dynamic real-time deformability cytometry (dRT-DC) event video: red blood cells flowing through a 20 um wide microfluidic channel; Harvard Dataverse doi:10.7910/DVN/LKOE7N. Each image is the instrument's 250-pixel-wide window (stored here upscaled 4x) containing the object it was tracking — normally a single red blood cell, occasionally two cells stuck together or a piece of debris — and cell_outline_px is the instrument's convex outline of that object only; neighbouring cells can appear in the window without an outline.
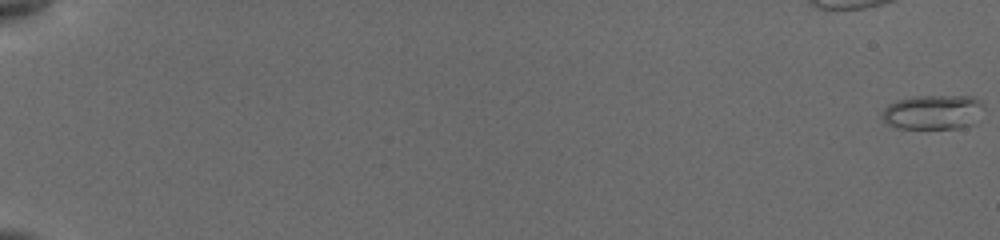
{"species": "common noctule bat (a hibernating species)", "species_latin": "Nyctalus noctula", "temperature_condition": "cold", "stored_images_in_passage": 28, "camera_frame_rate_fps": 3000, "um_per_image_px": 0.085, "animal": {"sex": "female", "body_mass_g": 19.5, "forearm_length_mm": 54.1}, "frame": {"image": 1, "passage_image": 1, "time_ms": 0.0, "image_size_px": [1000, 240], "cell_outline_px": [[984, 108], [976, 124], [964, 128], [896, 128], [888, 124], [880, 116], [884, 108], [888, 104], [896, 100], [916, 96], [972, 96], [980, 100], [984, 104]], "centroid_in_image_um": [79.35, 9.53], "position_along_channel_um": 5.7, "area_um2": 20.92}}
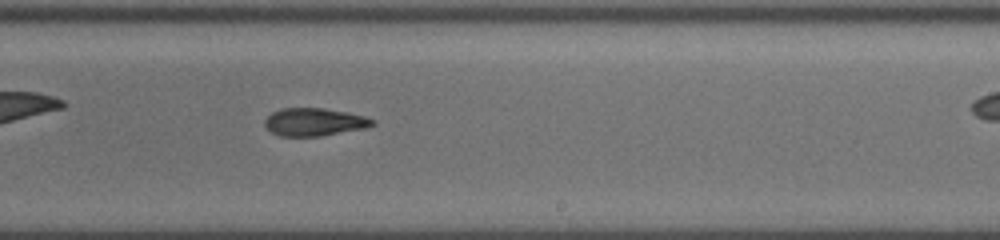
{"frame": {"image": 2, "passage_image": 21, "time_ms": 12.333, "image_size_px": [1000, 240], "cell_outline_px": [[376, 124], [364, 128], [320, 136], [280, 136], [272, 132], [264, 124], [264, 120], [272, 112], [280, 108], [324, 108], [348, 112], [364, 116], [376, 120]], "centroid_in_image_um": [26.72, 10.36], "position_along_channel_um": 262.3, "area_um2": 17.46}}
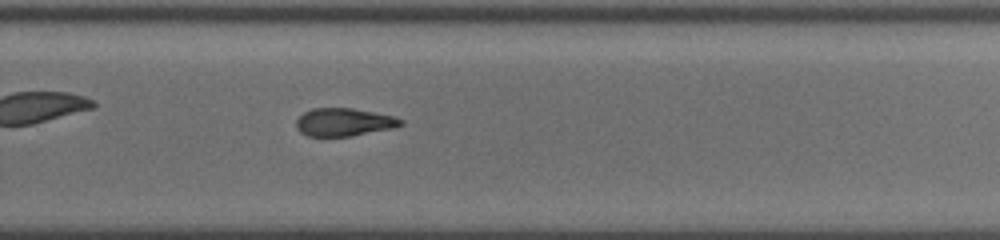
{"frame": {"image": 3, "passage_image": 23, "time_ms": 13.333, "image_size_px": [1000, 240], "cell_outline_px": [[404, 124], [392, 128], [348, 136], [308, 136], [300, 132], [296, 128], [296, 120], [304, 112], [312, 108], [352, 108], [392, 116], [404, 120]], "centroid_in_image_um": [29.2, 10.38], "position_along_channel_um": 300.6, "area_um2": 16.82}}